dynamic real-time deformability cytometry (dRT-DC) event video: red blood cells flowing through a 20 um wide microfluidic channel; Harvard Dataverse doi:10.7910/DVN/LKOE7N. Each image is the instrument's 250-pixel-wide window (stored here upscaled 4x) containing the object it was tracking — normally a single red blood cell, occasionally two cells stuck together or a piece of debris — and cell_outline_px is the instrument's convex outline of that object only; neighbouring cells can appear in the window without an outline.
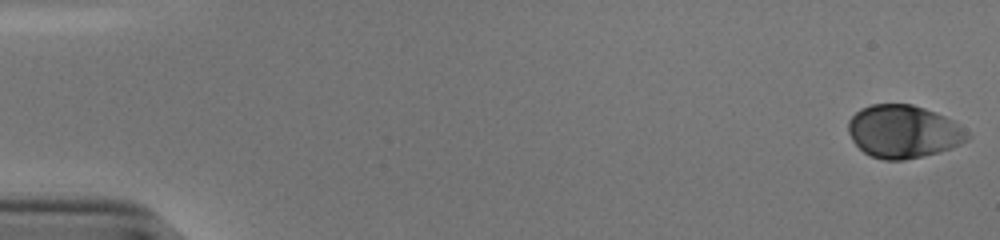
{"species": "human", "species_latin": "Homo sapiens", "temperature_condition": "cold", "stored_images_in_passage": 54, "camera_frame_rate_fps": 3000, "um_per_image_px": 0.085, "donor": {"sex": "male"}, "frame": {"image": 1, "passage_image": 1, "time_ms": 0.0, "image_size_px": [1000, 240], "cell_outline_px": [[972, 136], [968, 140], [952, 148], [904, 160], [884, 160], [872, 156], [864, 152], [852, 140], [848, 132], [848, 120], [860, 108], [872, 104], [912, 104], [936, 112], [952, 120], [968, 132]], "centroid_in_image_um": [76.78, 11.17], "position_along_channel_um": 8.2, "area_um2": 36.65}}
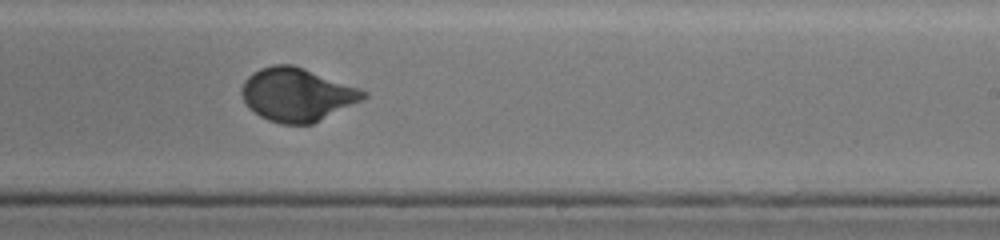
{"frame": {"image": 2, "passage_image": 34, "time_ms": 11.0, "image_size_px": [1000, 240], "cell_outline_px": [[368, 96], [312, 124], [280, 124], [268, 120], [260, 116], [244, 100], [240, 92], [244, 80], [252, 72], [260, 68], [272, 64], [292, 64], [304, 68], [368, 92]], "centroid_in_image_um": [25.2, 8.03], "position_along_channel_um": 263.8, "area_um2": 37.22}}
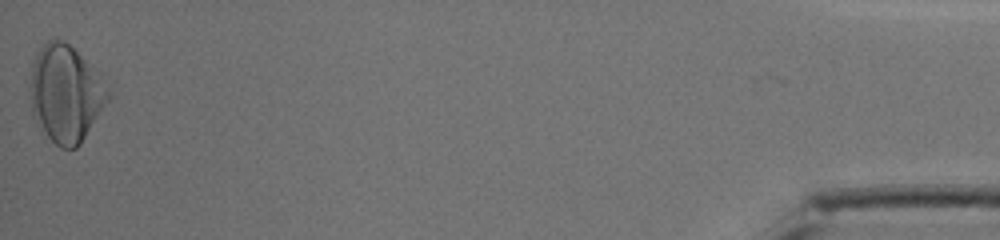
{"frame": {"image": 3, "passage_image": 54, "time_ms": 17.667, "image_size_px": [1000, 240], "cell_outline_px": [[112, 92], [108, 100], [80, 144], [76, 148], [60, 148], [48, 136], [32, 116], [32, 64], [40, 48], [52, 36], [64, 40], [84, 60]], "centroid_in_image_um": [5.58, 7.96], "position_along_channel_um": 429.6, "area_um2": 42.89}, "authors_computed_cell_mechanics": {"area_um2": 36.3851, "velocity_mm_per_s": 3.8241, "shape_relaxation_time_tau1_ms": 3.5456, "shape_relaxation_time_tau2_ms": null, "deformation_change_tau1": 0.143, "deformation_change_tau2": null}}